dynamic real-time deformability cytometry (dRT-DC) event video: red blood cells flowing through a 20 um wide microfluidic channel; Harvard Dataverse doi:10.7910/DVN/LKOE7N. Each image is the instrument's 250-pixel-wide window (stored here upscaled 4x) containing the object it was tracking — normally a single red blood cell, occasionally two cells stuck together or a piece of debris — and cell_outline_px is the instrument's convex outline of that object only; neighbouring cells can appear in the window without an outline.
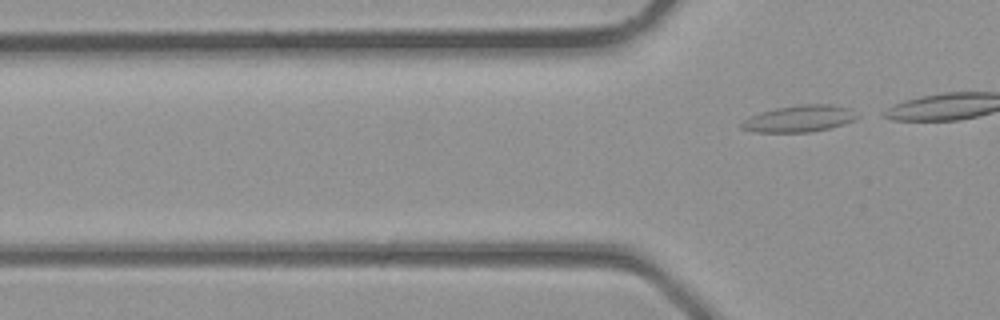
{"species": "common noctule bat (a hibernating species)", "species_latin": "Nyctalus noctula", "temperature_condition": "room temperature", "stored_images_in_passage": 4, "camera_frame_rate_fps": 3000, "um_per_image_px": 0.085, "animal": {"sex": "male", "body_mass_g": 23.1, "forearm_length_mm": 52.7}, "frame": {"image": 1, "passage_image": 4, "time_ms": 1.0, "image_size_px": [1000, 320], "cell_outline_px": [[860, 116], [852, 120], [828, 128], [812, 132], [756, 132], [740, 128], [740, 124], [744, 120], [760, 112], [776, 108], [800, 104], [832, 104], [848, 108]], "centroid_in_image_um": [67.91, 10.08], "position_along_channel_um": 57.9, "area_um2": 17.74}}